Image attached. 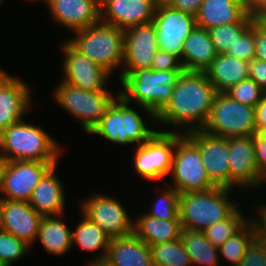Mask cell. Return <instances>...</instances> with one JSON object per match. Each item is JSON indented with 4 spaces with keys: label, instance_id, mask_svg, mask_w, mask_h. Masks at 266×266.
Here are the masks:
<instances>
[{
    "label": "cell",
    "instance_id": "cell-9",
    "mask_svg": "<svg viewBox=\"0 0 266 266\" xmlns=\"http://www.w3.org/2000/svg\"><path fill=\"white\" fill-rule=\"evenodd\" d=\"M59 83L53 91L56 102L81 122L85 132L90 133L115 98L108 90L87 91L63 81Z\"/></svg>",
    "mask_w": 266,
    "mask_h": 266
},
{
    "label": "cell",
    "instance_id": "cell-25",
    "mask_svg": "<svg viewBox=\"0 0 266 266\" xmlns=\"http://www.w3.org/2000/svg\"><path fill=\"white\" fill-rule=\"evenodd\" d=\"M217 55L209 31L195 26L183 42L182 66L184 71L204 72Z\"/></svg>",
    "mask_w": 266,
    "mask_h": 266
},
{
    "label": "cell",
    "instance_id": "cell-7",
    "mask_svg": "<svg viewBox=\"0 0 266 266\" xmlns=\"http://www.w3.org/2000/svg\"><path fill=\"white\" fill-rule=\"evenodd\" d=\"M202 130L222 138L253 136L256 133L255 107L232 100L224 92H218Z\"/></svg>",
    "mask_w": 266,
    "mask_h": 266
},
{
    "label": "cell",
    "instance_id": "cell-13",
    "mask_svg": "<svg viewBox=\"0 0 266 266\" xmlns=\"http://www.w3.org/2000/svg\"><path fill=\"white\" fill-rule=\"evenodd\" d=\"M82 202V214L97 224L110 238L133 233V220L117 199L97 193Z\"/></svg>",
    "mask_w": 266,
    "mask_h": 266
},
{
    "label": "cell",
    "instance_id": "cell-36",
    "mask_svg": "<svg viewBox=\"0 0 266 266\" xmlns=\"http://www.w3.org/2000/svg\"><path fill=\"white\" fill-rule=\"evenodd\" d=\"M29 247L22 239L0 230V262L4 266H11L13 262L25 256Z\"/></svg>",
    "mask_w": 266,
    "mask_h": 266
},
{
    "label": "cell",
    "instance_id": "cell-52",
    "mask_svg": "<svg viewBox=\"0 0 266 266\" xmlns=\"http://www.w3.org/2000/svg\"><path fill=\"white\" fill-rule=\"evenodd\" d=\"M256 133L263 139L266 140V128L256 129Z\"/></svg>",
    "mask_w": 266,
    "mask_h": 266
},
{
    "label": "cell",
    "instance_id": "cell-43",
    "mask_svg": "<svg viewBox=\"0 0 266 266\" xmlns=\"http://www.w3.org/2000/svg\"><path fill=\"white\" fill-rule=\"evenodd\" d=\"M256 162L260 173L266 178V140L257 133L253 135Z\"/></svg>",
    "mask_w": 266,
    "mask_h": 266
},
{
    "label": "cell",
    "instance_id": "cell-5",
    "mask_svg": "<svg viewBox=\"0 0 266 266\" xmlns=\"http://www.w3.org/2000/svg\"><path fill=\"white\" fill-rule=\"evenodd\" d=\"M67 40L78 52L87 56L110 75L123 64L124 30L99 22L75 31Z\"/></svg>",
    "mask_w": 266,
    "mask_h": 266
},
{
    "label": "cell",
    "instance_id": "cell-38",
    "mask_svg": "<svg viewBox=\"0 0 266 266\" xmlns=\"http://www.w3.org/2000/svg\"><path fill=\"white\" fill-rule=\"evenodd\" d=\"M225 54L247 62L255 57V20L236 38Z\"/></svg>",
    "mask_w": 266,
    "mask_h": 266
},
{
    "label": "cell",
    "instance_id": "cell-44",
    "mask_svg": "<svg viewBox=\"0 0 266 266\" xmlns=\"http://www.w3.org/2000/svg\"><path fill=\"white\" fill-rule=\"evenodd\" d=\"M248 15L256 19H266V0H240Z\"/></svg>",
    "mask_w": 266,
    "mask_h": 266
},
{
    "label": "cell",
    "instance_id": "cell-46",
    "mask_svg": "<svg viewBox=\"0 0 266 266\" xmlns=\"http://www.w3.org/2000/svg\"><path fill=\"white\" fill-rule=\"evenodd\" d=\"M204 0H173L170 6L181 12L196 16Z\"/></svg>",
    "mask_w": 266,
    "mask_h": 266
},
{
    "label": "cell",
    "instance_id": "cell-3",
    "mask_svg": "<svg viewBox=\"0 0 266 266\" xmlns=\"http://www.w3.org/2000/svg\"><path fill=\"white\" fill-rule=\"evenodd\" d=\"M57 143L44 130L23 120L0 134V152L7 161L57 162L61 154Z\"/></svg>",
    "mask_w": 266,
    "mask_h": 266
},
{
    "label": "cell",
    "instance_id": "cell-23",
    "mask_svg": "<svg viewBox=\"0 0 266 266\" xmlns=\"http://www.w3.org/2000/svg\"><path fill=\"white\" fill-rule=\"evenodd\" d=\"M105 266H154L149 245L134 233L111 238Z\"/></svg>",
    "mask_w": 266,
    "mask_h": 266
},
{
    "label": "cell",
    "instance_id": "cell-31",
    "mask_svg": "<svg viewBox=\"0 0 266 266\" xmlns=\"http://www.w3.org/2000/svg\"><path fill=\"white\" fill-rule=\"evenodd\" d=\"M149 248L154 266L192 265L180 238L165 243L150 245Z\"/></svg>",
    "mask_w": 266,
    "mask_h": 266
},
{
    "label": "cell",
    "instance_id": "cell-41",
    "mask_svg": "<svg viewBox=\"0 0 266 266\" xmlns=\"http://www.w3.org/2000/svg\"><path fill=\"white\" fill-rule=\"evenodd\" d=\"M255 59L266 61V19H255Z\"/></svg>",
    "mask_w": 266,
    "mask_h": 266
},
{
    "label": "cell",
    "instance_id": "cell-29",
    "mask_svg": "<svg viewBox=\"0 0 266 266\" xmlns=\"http://www.w3.org/2000/svg\"><path fill=\"white\" fill-rule=\"evenodd\" d=\"M81 216H83L82 221L77 225L75 231H72V244H76L83 250L89 252L102 249L103 252L90 262V266L103 263L108 252L111 238L84 214Z\"/></svg>",
    "mask_w": 266,
    "mask_h": 266
},
{
    "label": "cell",
    "instance_id": "cell-12",
    "mask_svg": "<svg viewBox=\"0 0 266 266\" xmlns=\"http://www.w3.org/2000/svg\"><path fill=\"white\" fill-rule=\"evenodd\" d=\"M123 69L121 80L135 70L151 68L159 50L157 33L153 22L135 25L124 30Z\"/></svg>",
    "mask_w": 266,
    "mask_h": 266
},
{
    "label": "cell",
    "instance_id": "cell-8",
    "mask_svg": "<svg viewBox=\"0 0 266 266\" xmlns=\"http://www.w3.org/2000/svg\"><path fill=\"white\" fill-rule=\"evenodd\" d=\"M180 194L206 191L216 185L210 180L197 144L187 135L176 133L170 173Z\"/></svg>",
    "mask_w": 266,
    "mask_h": 266
},
{
    "label": "cell",
    "instance_id": "cell-37",
    "mask_svg": "<svg viewBox=\"0 0 266 266\" xmlns=\"http://www.w3.org/2000/svg\"><path fill=\"white\" fill-rule=\"evenodd\" d=\"M224 93H226L232 100L252 107H255L266 94L251 78L244 79L238 84L231 86Z\"/></svg>",
    "mask_w": 266,
    "mask_h": 266
},
{
    "label": "cell",
    "instance_id": "cell-28",
    "mask_svg": "<svg viewBox=\"0 0 266 266\" xmlns=\"http://www.w3.org/2000/svg\"><path fill=\"white\" fill-rule=\"evenodd\" d=\"M61 216H44L40 223L37 239L49 254L62 255L73 247L72 231Z\"/></svg>",
    "mask_w": 266,
    "mask_h": 266
},
{
    "label": "cell",
    "instance_id": "cell-18",
    "mask_svg": "<svg viewBox=\"0 0 266 266\" xmlns=\"http://www.w3.org/2000/svg\"><path fill=\"white\" fill-rule=\"evenodd\" d=\"M153 0H102L100 22L126 28L153 22Z\"/></svg>",
    "mask_w": 266,
    "mask_h": 266
},
{
    "label": "cell",
    "instance_id": "cell-10",
    "mask_svg": "<svg viewBox=\"0 0 266 266\" xmlns=\"http://www.w3.org/2000/svg\"><path fill=\"white\" fill-rule=\"evenodd\" d=\"M176 145V132L156 131L143 145L137 146L134 165L145 180H163L169 175Z\"/></svg>",
    "mask_w": 266,
    "mask_h": 266
},
{
    "label": "cell",
    "instance_id": "cell-53",
    "mask_svg": "<svg viewBox=\"0 0 266 266\" xmlns=\"http://www.w3.org/2000/svg\"><path fill=\"white\" fill-rule=\"evenodd\" d=\"M94 266H105L103 263H100V264H96Z\"/></svg>",
    "mask_w": 266,
    "mask_h": 266
},
{
    "label": "cell",
    "instance_id": "cell-1",
    "mask_svg": "<svg viewBox=\"0 0 266 266\" xmlns=\"http://www.w3.org/2000/svg\"><path fill=\"white\" fill-rule=\"evenodd\" d=\"M217 93L205 72L183 71L173 88L170 102L156 116V123L180 127L179 130L183 127L185 134L202 130Z\"/></svg>",
    "mask_w": 266,
    "mask_h": 266
},
{
    "label": "cell",
    "instance_id": "cell-22",
    "mask_svg": "<svg viewBox=\"0 0 266 266\" xmlns=\"http://www.w3.org/2000/svg\"><path fill=\"white\" fill-rule=\"evenodd\" d=\"M195 19L196 26L209 30L231 23H252L256 18L245 12L240 0H204Z\"/></svg>",
    "mask_w": 266,
    "mask_h": 266
},
{
    "label": "cell",
    "instance_id": "cell-2",
    "mask_svg": "<svg viewBox=\"0 0 266 266\" xmlns=\"http://www.w3.org/2000/svg\"><path fill=\"white\" fill-rule=\"evenodd\" d=\"M184 70L157 71L151 68L135 70L121 80L118 95L126 102L134 100L156 121V116L170 102L173 88Z\"/></svg>",
    "mask_w": 266,
    "mask_h": 266
},
{
    "label": "cell",
    "instance_id": "cell-4",
    "mask_svg": "<svg viewBox=\"0 0 266 266\" xmlns=\"http://www.w3.org/2000/svg\"><path fill=\"white\" fill-rule=\"evenodd\" d=\"M232 189L215 186L206 191L180 194L179 219L182 229L203 231L226 219L238 206L228 200Z\"/></svg>",
    "mask_w": 266,
    "mask_h": 266
},
{
    "label": "cell",
    "instance_id": "cell-27",
    "mask_svg": "<svg viewBox=\"0 0 266 266\" xmlns=\"http://www.w3.org/2000/svg\"><path fill=\"white\" fill-rule=\"evenodd\" d=\"M181 231L180 220H160L143 214L133 221V233L149 246L179 239Z\"/></svg>",
    "mask_w": 266,
    "mask_h": 266
},
{
    "label": "cell",
    "instance_id": "cell-6",
    "mask_svg": "<svg viewBox=\"0 0 266 266\" xmlns=\"http://www.w3.org/2000/svg\"><path fill=\"white\" fill-rule=\"evenodd\" d=\"M89 134H97L117 144L143 145L156 131L119 95ZM117 100V101H116Z\"/></svg>",
    "mask_w": 266,
    "mask_h": 266
},
{
    "label": "cell",
    "instance_id": "cell-21",
    "mask_svg": "<svg viewBox=\"0 0 266 266\" xmlns=\"http://www.w3.org/2000/svg\"><path fill=\"white\" fill-rule=\"evenodd\" d=\"M30 88L23 80L11 77L0 89V134L23 120L31 105Z\"/></svg>",
    "mask_w": 266,
    "mask_h": 266
},
{
    "label": "cell",
    "instance_id": "cell-20",
    "mask_svg": "<svg viewBox=\"0 0 266 266\" xmlns=\"http://www.w3.org/2000/svg\"><path fill=\"white\" fill-rule=\"evenodd\" d=\"M43 216L28 201L3 199V225L1 230L22 239L29 246L38 237Z\"/></svg>",
    "mask_w": 266,
    "mask_h": 266
},
{
    "label": "cell",
    "instance_id": "cell-45",
    "mask_svg": "<svg viewBox=\"0 0 266 266\" xmlns=\"http://www.w3.org/2000/svg\"><path fill=\"white\" fill-rule=\"evenodd\" d=\"M257 216L249 219L252 223L256 238L266 241V205L257 208ZM256 218V219H254Z\"/></svg>",
    "mask_w": 266,
    "mask_h": 266
},
{
    "label": "cell",
    "instance_id": "cell-40",
    "mask_svg": "<svg viewBox=\"0 0 266 266\" xmlns=\"http://www.w3.org/2000/svg\"><path fill=\"white\" fill-rule=\"evenodd\" d=\"M151 69L157 71L184 70L178 56L160 49L153 58Z\"/></svg>",
    "mask_w": 266,
    "mask_h": 266
},
{
    "label": "cell",
    "instance_id": "cell-32",
    "mask_svg": "<svg viewBox=\"0 0 266 266\" xmlns=\"http://www.w3.org/2000/svg\"><path fill=\"white\" fill-rule=\"evenodd\" d=\"M236 208L226 219L204 229L206 239L214 246L220 247L227 239L238 233L248 222L244 214Z\"/></svg>",
    "mask_w": 266,
    "mask_h": 266
},
{
    "label": "cell",
    "instance_id": "cell-48",
    "mask_svg": "<svg viewBox=\"0 0 266 266\" xmlns=\"http://www.w3.org/2000/svg\"><path fill=\"white\" fill-rule=\"evenodd\" d=\"M6 164H7V160L0 153V189H1V186H2V179H3V175H4V170H5Z\"/></svg>",
    "mask_w": 266,
    "mask_h": 266
},
{
    "label": "cell",
    "instance_id": "cell-30",
    "mask_svg": "<svg viewBox=\"0 0 266 266\" xmlns=\"http://www.w3.org/2000/svg\"><path fill=\"white\" fill-rule=\"evenodd\" d=\"M180 239L192 264L202 266L219 265V249L206 239L202 231L182 229Z\"/></svg>",
    "mask_w": 266,
    "mask_h": 266
},
{
    "label": "cell",
    "instance_id": "cell-34",
    "mask_svg": "<svg viewBox=\"0 0 266 266\" xmlns=\"http://www.w3.org/2000/svg\"><path fill=\"white\" fill-rule=\"evenodd\" d=\"M161 194L162 195L154 202L152 210L148 211L146 214L160 220H180V193L175 188L168 186Z\"/></svg>",
    "mask_w": 266,
    "mask_h": 266
},
{
    "label": "cell",
    "instance_id": "cell-47",
    "mask_svg": "<svg viewBox=\"0 0 266 266\" xmlns=\"http://www.w3.org/2000/svg\"><path fill=\"white\" fill-rule=\"evenodd\" d=\"M256 129L266 128V94L255 106Z\"/></svg>",
    "mask_w": 266,
    "mask_h": 266
},
{
    "label": "cell",
    "instance_id": "cell-15",
    "mask_svg": "<svg viewBox=\"0 0 266 266\" xmlns=\"http://www.w3.org/2000/svg\"><path fill=\"white\" fill-rule=\"evenodd\" d=\"M64 56L63 69L65 77L61 80L74 87L87 91H102L110 74L78 52L68 41L62 43Z\"/></svg>",
    "mask_w": 266,
    "mask_h": 266
},
{
    "label": "cell",
    "instance_id": "cell-19",
    "mask_svg": "<svg viewBox=\"0 0 266 266\" xmlns=\"http://www.w3.org/2000/svg\"><path fill=\"white\" fill-rule=\"evenodd\" d=\"M52 17L69 30H79L100 22L99 0H47Z\"/></svg>",
    "mask_w": 266,
    "mask_h": 266
},
{
    "label": "cell",
    "instance_id": "cell-14",
    "mask_svg": "<svg viewBox=\"0 0 266 266\" xmlns=\"http://www.w3.org/2000/svg\"><path fill=\"white\" fill-rule=\"evenodd\" d=\"M153 23L159 49L178 56L182 63L183 42L196 26L195 16L161 6L155 9Z\"/></svg>",
    "mask_w": 266,
    "mask_h": 266
},
{
    "label": "cell",
    "instance_id": "cell-26",
    "mask_svg": "<svg viewBox=\"0 0 266 266\" xmlns=\"http://www.w3.org/2000/svg\"><path fill=\"white\" fill-rule=\"evenodd\" d=\"M250 62L227 54H218L204 71L217 92H225L231 86L249 78Z\"/></svg>",
    "mask_w": 266,
    "mask_h": 266
},
{
    "label": "cell",
    "instance_id": "cell-50",
    "mask_svg": "<svg viewBox=\"0 0 266 266\" xmlns=\"http://www.w3.org/2000/svg\"><path fill=\"white\" fill-rule=\"evenodd\" d=\"M173 0H153L155 7L170 6Z\"/></svg>",
    "mask_w": 266,
    "mask_h": 266
},
{
    "label": "cell",
    "instance_id": "cell-16",
    "mask_svg": "<svg viewBox=\"0 0 266 266\" xmlns=\"http://www.w3.org/2000/svg\"><path fill=\"white\" fill-rule=\"evenodd\" d=\"M198 146L210 180L219 187L230 188L228 138L193 130L186 133Z\"/></svg>",
    "mask_w": 266,
    "mask_h": 266
},
{
    "label": "cell",
    "instance_id": "cell-39",
    "mask_svg": "<svg viewBox=\"0 0 266 266\" xmlns=\"http://www.w3.org/2000/svg\"><path fill=\"white\" fill-rule=\"evenodd\" d=\"M237 266H266V241L255 238Z\"/></svg>",
    "mask_w": 266,
    "mask_h": 266
},
{
    "label": "cell",
    "instance_id": "cell-11",
    "mask_svg": "<svg viewBox=\"0 0 266 266\" xmlns=\"http://www.w3.org/2000/svg\"><path fill=\"white\" fill-rule=\"evenodd\" d=\"M55 165L57 162L7 161L0 189L2 199L29 201L34 188Z\"/></svg>",
    "mask_w": 266,
    "mask_h": 266
},
{
    "label": "cell",
    "instance_id": "cell-17",
    "mask_svg": "<svg viewBox=\"0 0 266 266\" xmlns=\"http://www.w3.org/2000/svg\"><path fill=\"white\" fill-rule=\"evenodd\" d=\"M228 144L230 189L260 186L266 181L257 166L253 136L231 137Z\"/></svg>",
    "mask_w": 266,
    "mask_h": 266
},
{
    "label": "cell",
    "instance_id": "cell-35",
    "mask_svg": "<svg viewBox=\"0 0 266 266\" xmlns=\"http://www.w3.org/2000/svg\"><path fill=\"white\" fill-rule=\"evenodd\" d=\"M251 23H231L209 29L212 43L218 54L226 53L236 41V38Z\"/></svg>",
    "mask_w": 266,
    "mask_h": 266
},
{
    "label": "cell",
    "instance_id": "cell-42",
    "mask_svg": "<svg viewBox=\"0 0 266 266\" xmlns=\"http://www.w3.org/2000/svg\"><path fill=\"white\" fill-rule=\"evenodd\" d=\"M249 78L254 80L266 93V61L253 58L249 66Z\"/></svg>",
    "mask_w": 266,
    "mask_h": 266
},
{
    "label": "cell",
    "instance_id": "cell-24",
    "mask_svg": "<svg viewBox=\"0 0 266 266\" xmlns=\"http://www.w3.org/2000/svg\"><path fill=\"white\" fill-rule=\"evenodd\" d=\"M53 166L34 188L29 204L43 217L63 215L65 194L62 183L55 174Z\"/></svg>",
    "mask_w": 266,
    "mask_h": 266
},
{
    "label": "cell",
    "instance_id": "cell-33",
    "mask_svg": "<svg viewBox=\"0 0 266 266\" xmlns=\"http://www.w3.org/2000/svg\"><path fill=\"white\" fill-rule=\"evenodd\" d=\"M256 238L252 223L249 221L238 233L227 239L220 247L219 254L226 261L237 266L243 259L247 247Z\"/></svg>",
    "mask_w": 266,
    "mask_h": 266
},
{
    "label": "cell",
    "instance_id": "cell-51",
    "mask_svg": "<svg viewBox=\"0 0 266 266\" xmlns=\"http://www.w3.org/2000/svg\"><path fill=\"white\" fill-rule=\"evenodd\" d=\"M3 225V199L0 197V230Z\"/></svg>",
    "mask_w": 266,
    "mask_h": 266
},
{
    "label": "cell",
    "instance_id": "cell-49",
    "mask_svg": "<svg viewBox=\"0 0 266 266\" xmlns=\"http://www.w3.org/2000/svg\"><path fill=\"white\" fill-rule=\"evenodd\" d=\"M12 76L0 69V89Z\"/></svg>",
    "mask_w": 266,
    "mask_h": 266
}]
</instances>
